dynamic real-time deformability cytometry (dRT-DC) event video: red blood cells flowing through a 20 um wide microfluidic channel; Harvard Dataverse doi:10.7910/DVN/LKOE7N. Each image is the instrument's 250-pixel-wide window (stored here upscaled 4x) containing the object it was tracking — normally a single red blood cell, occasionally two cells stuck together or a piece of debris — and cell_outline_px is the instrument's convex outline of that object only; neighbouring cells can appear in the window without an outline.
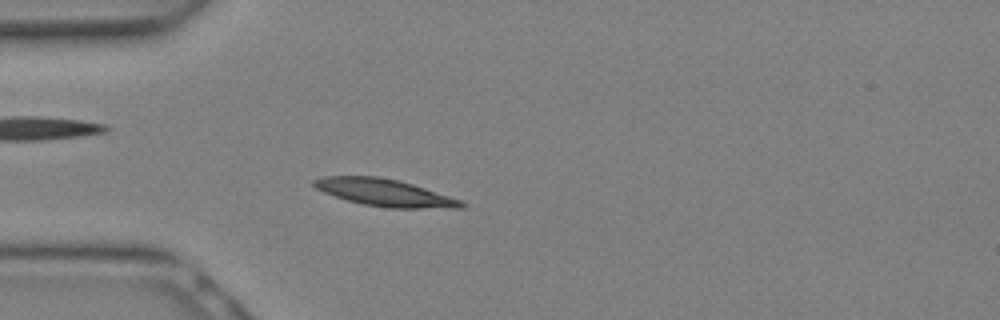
{"species": "Egyptian fruit bat (a non-hibernating species)", "species_latin": "Rousettus aegyptiacus", "temperature_condition": "warm", "stored_images_in_passage": 10, "camera_frame_rate_fps": 3000, "um_per_image_px": 0.085, "animal": {"sex": "female"}, "frame": {"image": 1, "passage_image": 6, "time_ms": 1.667, "image_size_px": [1000, 320], "cell_outline_px": [[468, 208], [388, 208], [364, 204], [348, 200], [324, 192], [316, 188], [312, 184], [312, 180], [324, 176], [376, 176], [396, 180], [412, 184], [460, 200], [468, 204]], "centroid_in_image_um": [32.71, 16.38], "position_along_channel_um": 52.3, "area_um2": 23.06}}
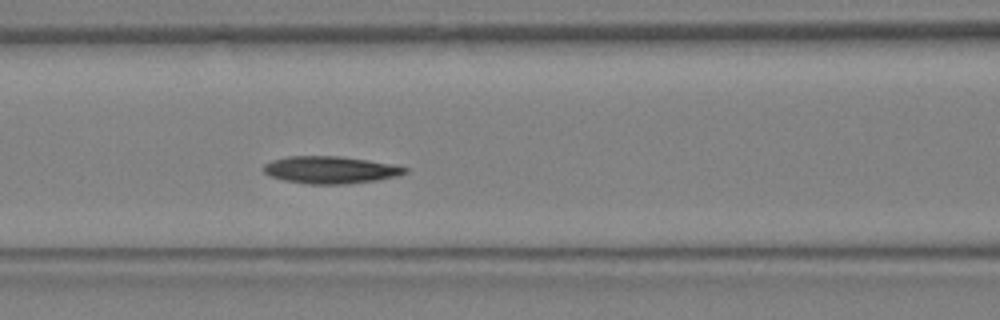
{"frame": {"image": 2, "passage_image": 10, "time_ms": 3.0, "image_size_px": [1000, 320], "cell_outline_px": [[408, 172], [400, 176], [376, 180], [344, 184], [308, 184], [284, 180], [272, 176], [264, 172], [264, 164], [272, 160], [288, 156], [340, 156], [368, 160], [408, 168]], "centroid_in_image_um": [28.09, 14.44], "position_along_channel_um": 138.5, "area_um2": 22.31}}